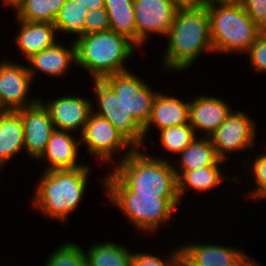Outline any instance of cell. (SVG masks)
<instances>
[{
	"label": "cell",
	"instance_id": "cell-1",
	"mask_svg": "<svg viewBox=\"0 0 266 266\" xmlns=\"http://www.w3.org/2000/svg\"><path fill=\"white\" fill-rule=\"evenodd\" d=\"M164 39L167 44L161 67L166 71L185 72L192 68L197 59L203 58L202 55L210 52L214 54L206 5L178 8Z\"/></svg>",
	"mask_w": 266,
	"mask_h": 266
},
{
	"label": "cell",
	"instance_id": "cell-2",
	"mask_svg": "<svg viewBox=\"0 0 266 266\" xmlns=\"http://www.w3.org/2000/svg\"><path fill=\"white\" fill-rule=\"evenodd\" d=\"M100 183L108 202L122 212L129 224L139 230V234L153 236L154 232L162 230L163 225L175 220L174 214L181 207L179 197H157L132 192L111 170H107V174L101 177Z\"/></svg>",
	"mask_w": 266,
	"mask_h": 266
},
{
	"label": "cell",
	"instance_id": "cell-3",
	"mask_svg": "<svg viewBox=\"0 0 266 266\" xmlns=\"http://www.w3.org/2000/svg\"><path fill=\"white\" fill-rule=\"evenodd\" d=\"M91 170L87 163L76 169L41 172L30 200L32 207L47 220L66 223L87 194Z\"/></svg>",
	"mask_w": 266,
	"mask_h": 266
},
{
	"label": "cell",
	"instance_id": "cell-4",
	"mask_svg": "<svg viewBox=\"0 0 266 266\" xmlns=\"http://www.w3.org/2000/svg\"><path fill=\"white\" fill-rule=\"evenodd\" d=\"M143 150L144 148H136L116 163L111 171L132 192L157 197H179L173 162L166 155L156 153L152 156L148 153L149 150Z\"/></svg>",
	"mask_w": 266,
	"mask_h": 266
},
{
	"label": "cell",
	"instance_id": "cell-5",
	"mask_svg": "<svg viewBox=\"0 0 266 266\" xmlns=\"http://www.w3.org/2000/svg\"><path fill=\"white\" fill-rule=\"evenodd\" d=\"M74 42L77 67L87 71L92 80L130 70L126 62L139 49L127 37L112 30L83 35Z\"/></svg>",
	"mask_w": 266,
	"mask_h": 266
},
{
	"label": "cell",
	"instance_id": "cell-6",
	"mask_svg": "<svg viewBox=\"0 0 266 266\" xmlns=\"http://www.w3.org/2000/svg\"><path fill=\"white\" fill-rule=\"evenodd\" d=\"M210 19V34L216 54L244 53L262 34L241 2L205 4Z\"/></svg>",
	"mask_w": 266,
	"mask_h": 266
},
{
	"label": "cell",
	"instance_id": "cell-7",
	"mask_svg": "<svg viewBox=\"0 0 266 266\" xmlns=\"http://www.w3.org/2000/svg\"><path fill=\"white\" fill-rule=\"evenodd\" d=\"M80 142L85 145L86 154L94 156L101 167L110 165L107 167L110 170L112 164L113 167L136 149L106 118L93 112L80 135Z\"/></svg>",
	"mask_w": 266,
	"mask_h": 266
},
{
	"label": "cell",
	"instance_id": "cell-8",
	"mask_svg": "<svg viewBox=\"0 0 266 266\" xmlns=\"http://www.w3.org/2000/svg\"><path fill=\"white\" fill-rule=\"evenodd\" d=\"M257 131L256 120L243 110L235 109L209 137L219 159L228 161L232 153L234 156L238 152L255 150Z\"/></svg>",
	"mask_w": 266,
	"mask_h": 266
},
{
	"label": "cell",
	"instance_id": "cell-9",
	"mask_svg": "<svg viewBox=\"0 0 266 266\" xmlns=\"http://www.w3.org/2000/svg\"><path fill=\"white\" fill-rule=\"evenodd\" d=\"M91 84L94 87V100L97 101L92 100L93 113L106 118L135 148L148 149L143 126L127 112L115 92L103 80H92Z\"/></svg>",
	"mask_w": 266,
	"mask_h": 266
},
{
	"label": "cell",
	"instance_id": "cell-10",
	"mask_svg": "<svg viewBox=\"0 0 266 266\" xmlns=\"http://www.w3.org/2000/svg\"><path fill=\"white\" fill-rule=\"evenodd\" d=\"M102 80L115 92L127 112L144 127L150 118L159 90L153 89V85H149L130 70L109 75Z\"/></svg>",
	"mask_w": 266,
	"mask_h": 266
},
{
	"label": "cell",
	"instance_id": "cell-11",
	"mask_svg": "<svg viewBox=\"0 0 266 266\" xmlns=\"http://www.w3.org/2000/svg\"><path fill=\"white\" fill-rule=\"evenodd\" d=\"M33 82L26 63L24 65V62L21 64L6 57L2 58L0 60L1 109L18 111L37 103L40 98L30 94L32 85L35 84Z\"/></svg>",
	"mask_w": 266,
	"mask_h": 266
},
{
	"label": "cell",
	"instance_id": "cell-12",
	"mask_svg": "<svg viewBox=\"0 0 266 266\" xmlns=\"http://www.w3.org/2000/svg\"><path fill=\"white\" fill-rule=\"evenodd\" d=\"M133 9L136 21V46L142 49L149 38H153V34L162 38L167 35L178 7L171 0H133Z\"/></svg>",
	"mask_w": 266,
	"mask_h": 266
},
{
	"label": "cell",
	"instance_id": "cell-13",
	"mask_svg": "<svg viewBox=\"0 0 266 266\" xmlns=\"http://www.w3.org/2000/svg\"><path fill=\"white\" fill-rule=\"evenodd\" d=\"M56 99H41L48 109L55 129L69 131L81 135L91 113L92 99L82 95H60ZM80 132V134H78Z\"/></svg>",
	"mask_w": 266,
	"mask_h": 266
},
{
	"label": "cell",
	"instance_id": "cell-14",
	"mask_svg": "<svg viewBox=\"0 0 266 266\" xmlns=\"http://www.w3.org/2000/svg\"><path fill=\"white\" fill-rule=\"evenodd\" d=\"M24 128V150L26 157L37 161L46 149L52 132L55 130L50 113L39 100L32 106L18 110Z\"/></svg>",
	"mask_w": 266,
	"mask_h": 266
},
{
	"label": "cell",
	"instance_id": "cell-15",
	"mask_svg": "<svg viewBox=\"0 0 266 266\" xmlns=\"http://www.w3.org/2000/svg\"><path fill=\"white\" fill-rule=\"evenodd\" d=\"M196 95L189 99V124L197 136L209 137L234 110L230 103L218 96Z\"/></svg>",
	"mask_w": 266,
	"mask_h": 266
},
{
	"label": "cell",
	"instance_id": "cell-16",
	"mask_svg": "<svg viewBox=\"0 0 266 266\" xmlns=\"http://www.w3.org/2000/svg\"><path fill=\"white\" fill-rule=\"evenodd\" d=\"M80 146V135L55 129L48 140L44 153L37 162L41 163L42 161L44 164L46 161L42 171L70 170L83 167L87 163L82 162L84 159L86 160V156L78 158Z\"/></svg>",
	"mask_w": 266,
	"mask_h": 266
},
{
	"label": "cell",
	"instance_id": "cell-17",
	"mask_svg": "<svg viewBox=\"0 0 266 266\" xmlns=\"http://www.w3.org/2000/svg\"><path fill=\"white\" fill-rule=\"evenodd\" d=\"M69 41V46L58 41L54 46L33 54L26 60L25 63L34 82L39 73L53 79L59 77L61 80L62 76L69 73L72 66H77L76 45L74 41Z\"/></svg>",
	"mask_w": 266,
	"mask_h": 266
},
{
	"label": "cell",
	"instance_id": "cell-18",
	"mask_svg": "<svg viewBox=\"0 0 266 266\" xmlns=\"http://www.w3.org/2000/svg\"><path fill=\"white\" fill-rule=\"evenodd\" d=\"M181 255L193 266H237L247 255L244 248L214 244L215 242L199 243L191 241L180 244Z\"/></svg>",
	"mask_w": 266,
	"mask_h": 266
},
{
	"label": "cell",
	"instance_id": "cell-19",
	"mask_svg": "<svg viewBox=\"0 0 266 266\" xmlns=\"http://www.w3.org/2000/svg\"><path fill=\"white\" fill-rule=\"evenodd\" d=\"M187 123H189V100L184 102L177 96L159 91L154 99L150 118L143 127L145 141L152 127L159 131Z\"/></svg>",
	"mask_w": 266,
	"mask_h": 266
},
{
	"label": "cell",
	"instance_id": "cell-20",
	"mask_svg": "<svg viewBox=\"0 0 266 266\" xmlns=\"http://www.w3.org/2000/svg\"><path fill=\"white\" fill-rule=\"evenodd\" d=\"M16 21L19 22V30L16 29L13 43L17 46L23 61L33 54L54 46L59 41L54 24L29 22L17 18Z\"/></svg>",
	"mask_w": 266,
	"mask_h": 266
},
{
	"label": "cell",
	"instance_id": "cell-21",
	"mask_svg": "<svg viewBox=\"0 0 266 266\" xmlns=\"http://www.w3.org/2000/svg\"><path fill=\"white\" fill-rule=\"evenodd\" d=\"M23 151L25 152L24 128L20 113L2 111L0 113V167L5 169L7 164L12 163L11 161Z\"/></svg>",
	"mask_w": 266,
	"mask_h": 266
},
{
	"label": "cell",
	"instance_id": "cell-22",
	"mask_svg": "<svg viewBox=\"0 0 266 266\" xmlns=\"http://www.w3.org/2000/svg\"><path fill=\"white\" fill-rule=\"evenodd\" d=\"M221 169V166H208L191 171H185L177 179L178 195L181 203L184 196H187L185 194L188 193V189L193 190V192L195 191L199 194H207V192L214 191L218 187V185L222 186L223 181H228L229 179L230 183H232L233 181L240 183L242 181L241 176L235 174V176L230 177L226 175L223 169L221 171ZM231 179L233 181H231Z\"/></svg>",
	"mask_w": 266,
	"mask_h": 266
},
{
	"label": "cell",
	"instance_id": "cell-23",
	"mask_svg": "<svg viewBox=\"0 0 266 266\" xmlns=\"http://www.w3.org/2000/svg\"><path fill=\"white\" fill-rule=\"evenodd\" d=\"M178 164H176V163ZM210 137L197 136L175 159L173 167L177 179L185 172L208 166H221Z\"/></svg>",
	"mask_w": 266,
	"mask_h": 266
},
{
	"label": "cell",
	"instance_id": "cell-24",
	"mask_svg": "<svg viewBox=\"0 0 266 266\" xmlns=\"http://www.w3.org/2000/svg\"><path fill=\"white\" fill-rule=\"evenodd\" d=\"M87 247L84 254L88 266H131L134 250L124 244L104 240Z\"/></svg>",
	"mask_w": 266,
	"mask_h": 266
},
{
	"label": "cell",
	"instance_id": "cell-25",
	"mask_svg": "<svg viewBox=\"0 0 266 266\" xmlns=\"http://www.w3.org/2000/svg\"><path fill=\"white\" fill-rule=\"evenodd\" d=\"M110 30L127 37L136 45V21L133 0H105Z\"/></svg>",
	"mask_w": 266,
	"mask_h": 266
},
{
	"label": "cell",
	"instance_id": "cell-26",
	"mask_svg": "<svg viewBox=\"0 0 266 266\" xmlns=\"http://www.w3.org/2000/svg\"><path fill=\"white\" fill-rule=\"evenodd\" d=\"M89 8L78 0H66L55 18L54 26L58 35H75L72 41L77 40L84 35V24Z\"/></svg>",
	"mask_w": 266,
	"mask_h": 266
},
{
	"label": "cell",
	"instance_id": "cell-27",
	"mask_svg": "<svg viewBox=\"0 0 266 266\" xmlns=\"http://www.w3.org/2000/svg\"><path fill=\"white\" fill-rule=\"evenodd\" d=\"M66 0H24L13 12L18 20L54 24Z\"/></svg>",
	"mask_w": 266,
	"mask_h": 266
},
{
	"label": "cell",
	"instance_id": "cell-28",
	"mask_svg": "<svg viewBox=\"0 0 266 266\" xmlns=\"http://www.w3.org/2000/svg\"><path fill=\"white\" fill-rule=\"evenodd\" d=\"M160 148L163 153H171L176 158L197 137L193 127L185 125L172 126L159 130Z\"/></svg>",
	"mask_w": 266,
	"mask_h": 266
},
{
	"label": "cell",
	"instance_id": "cell-29",
	"mask_svg": "<svg viewBox=\"0 0 266 266\" xmlns=\"http://www.w3.org/2000/svg\"><path fill=\"white\" fill-rule=\"evenodd\" d=\"M266 144L265 146H263V150L259 151L257 149V153H254L255 155L252 156L250 154H248L249 159L247 158V160L244 158V160L241 159V164H242V168L246 169L244 172H248L249 176L250 174H252L250 177L252 179V184L253 187L251 189H248L245 193V197L246 199L250 200L252 199V202H255L256 200L258 201L260 199V197L266 192ZM257 154V155H256ZM257 156V157H256ZM251 157H254L251 160ZM251 161V162H249ZM244 166V167H243ZM255 185V186H254ZM254 188V189H253ZM251 190V191H250ZM251 198V199H250Z\"/></svg>",
	"mask_w": 266,
	"mask_h": 266
},
{
	"label": "cell",
	"instance_id": "cell-30",
	"mask_svg": "<svg viewBox=\"0 0 266 266\" xmlns=\"http://www.w3.org/2000/svg\"><path fill=\"white\" fill-rule=\"evenodd\" d=\"M56 248L49 253L44 266H88L84 249L78 243L65 241Z\"/></svg>",
	"mask_w": 266,
	"mask_h": 266
},
{
	"label": "cell",
	"instance_id": "cell-31",
	"mask_svg": "<svg viewBox=\"0 0 266 266\" xmlns=\"http://www.w3.org/2000/svg\"><path fill=\"white\" fill-rule=\"evenodd\" d=\"M180 245L175 246L176 249H170L168 252L161 258V256L151 252H141L138 250L133 251L131 266H175L176 259L181 254Z\"/></svg>",
	"mask_w": 266,
	"mask_h": 266
},
{
	"label": "cell",
	"instance_id": "cell-32",
	"mask_svg": "<svg viewBox=\"0 0 266 266\" xmlns=\"http://www.w3.org/2000/svg\"><path fill=\"white\" fill-rule=\"evenodd\" d=\"M250 64L248 67L257 74H266V35L261 34L244 53Z\"/></svg>",
	"mask_w": 266,
	"mask_h": 266
},
{
	"label": "cell",
	"instance_id": "cell-33",
	"mask_svg": "<svg viewBox=\"0 0 266 266\" xmlns=\"http://www.w3.org/2000/svg\"><path fill=\"white\" fill-rule=\"evenodd\" d=\"M110 30L108 13L105 8L89 10L84 24V35Z\"/></svg>",
	"mask_w": 266,
	"mask_h": 266
},
{
	"label": "cell",
	"instance_id": "cell-34",
	"mask_svg": "<svg viewBox=\"0 0 266 266\" xmlns=\"http://www.w3.org/2000/svg\"><path fill=\"white\" fill-rule=\"evenodd\" d=\"M241 4L253 22L263 31L266 27V0H242Z\"/></svg>",
	"mask_w": 266,
	"mask_h": 266
},
{
	"label": "cell",
	"instance_id": "cell-35",
	"mask_svg": "<svg viewBox=\"0 0 266 266\" xmlns=\"http://www.w3.org/2000/svg\"><path fill=\"white\" fill-rule=\"evenodd\" d=\"M178 8H198L205 5L204 0H171Z\"/></svg>",
	"mask_w": 266,
	"mask_h": 266
},
{
	"label": "cell",
	"instance_id": "cell-36",
	"mask_svg": "<svg viewBox=\"0 0 266 266\" xmlns=\"http://www.w3.org/2000/svg\"><path fill=\"white\" fill-rule=\"evenodd\" d=\"M85 5L89 10L95 8H105V0H78Z\"/></svg>",
	"mask_w": 266,
	"mask_h": 266
},
{
	"label": "cell",
	"instance_id": "cell-37",
	"mask_svg": "<svg viewBox=\"0 0 266 266\" xmlns=\"http://www.w3.org/2000/svg\"><path fill=\"white\" fill-rule=\"evenodd\" d=\"M237 266H262L252 255H246Z\"/></svg>",
	"mask_w": 266,
	"mask_h": 266
},
{
	"label": "cell",
	"instance_id": "cell-38",
	"mask_svg": "<svg viewBox=\"0 0 266 266\" xmlns=\"http://www.w3.org/2000/svg\"><path fill=\"white\" fill-rule=\"evenodd\" d=\"M7 9H14V12L19 8V6L24 2V0H2Z\"/></svg>",
	"mask_w": 266,
	"mask_h": 266
},
{
	"label": "cell",
	"instance_id": "cell-39",
	"mask_svg": "<svg viewBox=\"0 0 266 266\" xmlns=\"http://www.w3.org/2000/svg\"><path fill=\"white\" fill-rule=\"evenodd\" d=\"M175 266H193L188 262L181 254L178 256L175 262Z\"/></svg>",
	"mask_w": 266,
	"mask_h": 266
},
{
	"label": "cell",
	"instance_id": "cell-40",
	"mask_svg": "<svg viewBox=\"0 0 266 266\" xmlns=\"http://www.w3.org/2000/svg\"><path fill=\"white\" fill-rule=\"evenodd\" d=\"M205 4L216 3V2H241L242 0H204Z\"/></svg>",
	"mask_w": 266,
	"mask_h": 266
},
{
	"label": "cell",
	"instance_id": "cell-41",
	"mask_svg": "<svg viewBox=\"0 0 266 266\" xmlns=\"http://www.w3.org/2000/svg\"><path fill=\"white\" fill-rule=\"evenodd\" d=\"M265 198H266V192L260 197L259 200H260V201H261V200L263 201V199H264V201H266Z\"/></svg>",
	"mask_w": 266,
	"mask_h": 266
},
{
	"label": "cell",
	"instance_id": "cell-42",
	"mask_svg": "<svg viewBox=\"0 0 266 266\" xmlns=\"http://www.w3.org/2000/svg\"><path fill=\"white\" fill-rule=\"evenodd\" d=\"M262 33L266 35V27L263 29Z\"/></svg>",
	"mask_w": 266,
	"mask_h": 266
},
{
	"label": "cell",
	"instance_id": "cell-43",
	"mask_svg": "<svg viewBox=\"0 0 266 266\" xmlns=\"http://www.w3.org/2000/svg\"><path fill=\"white\" fill-rule=\"evenodd\" d=\"M1 172L3 173V169L0 167V175H1ZM1 177V176H0Z\"/></svg>",
	"mask_w": 266,
	"mask_h": 266
}]
</instances>
